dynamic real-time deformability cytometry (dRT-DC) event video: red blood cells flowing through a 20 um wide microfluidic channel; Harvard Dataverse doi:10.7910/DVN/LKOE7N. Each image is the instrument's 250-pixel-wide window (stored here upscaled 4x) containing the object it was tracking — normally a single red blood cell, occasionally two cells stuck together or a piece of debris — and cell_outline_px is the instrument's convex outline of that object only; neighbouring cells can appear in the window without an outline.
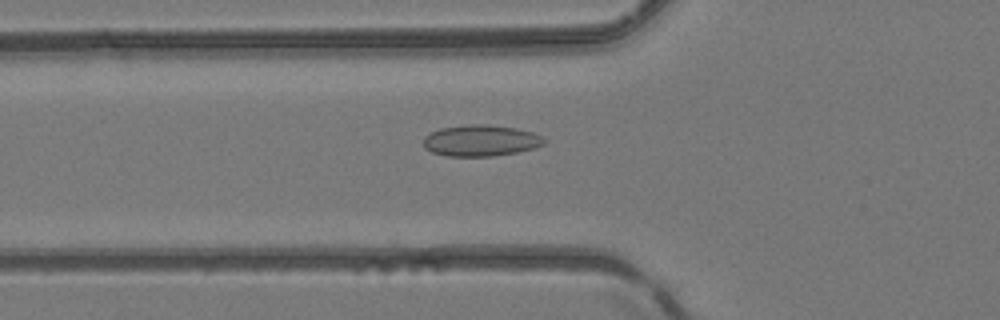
{"species": "common noctule bat (a hibernating species)", "species_latin": "Nyctalus noctula", "temperature_condition": "room temperature", "stored_images_in_passage": 51, "camera_frame_rate_fps": 3000, "um_per_image_px": 0.085, "animal": {"sex": "female", "body_mass_g": 24.6, "forearm_length_mm": 56.2}, "frame": {"image": 1, "passage_image": 19, "time_ms": 6.0, "image_size_px": [1000, 320], "cell_outline_px": [[544, 144], [536, 148], [516, 152], [492, 156], [444, 156], [432, 152], [424, 148], [424, 136], [440, 128], [472, 124], [484, 124], [516, 128], [532, 132], [540, 136], [544, 140]], "centroid_in_image_um": [40.84, 11.95], "position_along_channel_um": 85.0, "area_um2": 21.91}}
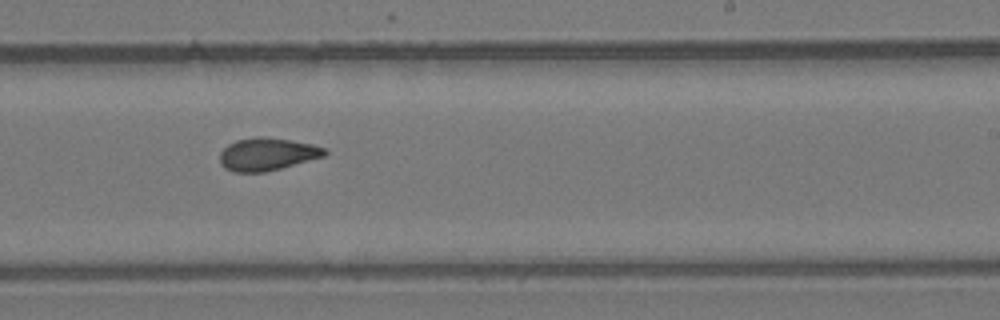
{"frame": {"image": 2, "passage_image": 32, "time_ms": 10.333, "image_size_px": [1000, 320], "cell_outline_px": [[328, 152], [324, 156], [280, 168], [264, 172], [232, 172], [224, 168], [220, 164], [220, 152], [228, 144], [236, 140], [260, 136], [292, 140], [312, 144], [324, 148]], "centroid_in_image_um": [22.68, 13.1], "position_along_channel_um": 266.3, "area_um2": 19.88}}
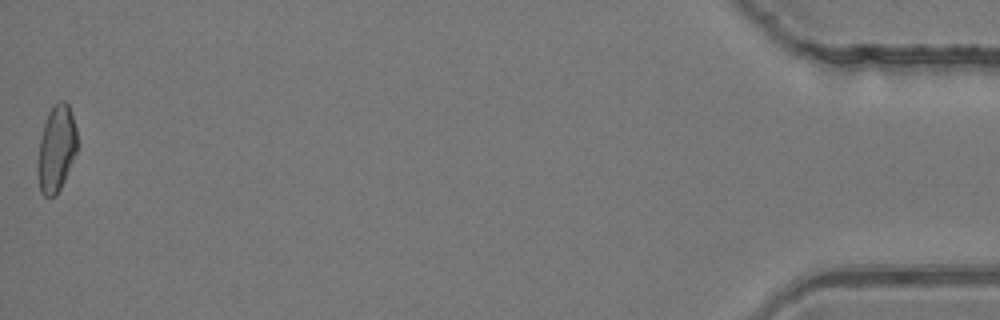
{"frame": {"image": 3, "passage_image": 51, "time_ms": 16.667, "image_size_px": [1000, 320], "cell_outline_px": [[76, 152], [64, 180], [56, 196], [44, 196], [40, 192], [36, 172], [36, 164], [40, 136], [48, 112], [60, 100], [64, 100], [68, 104], [76, 128]], "centroid_in_image_um": [4.75, 12.67], "position_along_channel_um": 430.5, "area_um2": 19.88}, "authors_computed_cell_mechanics": {"area_um2": 20.1144, "velocity_mm_per_s": 4.1665, "shape_relaxation_time_tau1_ms": null, "shape_relaxation_time_tau2_ms": 2.6283, "deformation_change_tau1": null, "deformation_change_tau2": 0.0689}}